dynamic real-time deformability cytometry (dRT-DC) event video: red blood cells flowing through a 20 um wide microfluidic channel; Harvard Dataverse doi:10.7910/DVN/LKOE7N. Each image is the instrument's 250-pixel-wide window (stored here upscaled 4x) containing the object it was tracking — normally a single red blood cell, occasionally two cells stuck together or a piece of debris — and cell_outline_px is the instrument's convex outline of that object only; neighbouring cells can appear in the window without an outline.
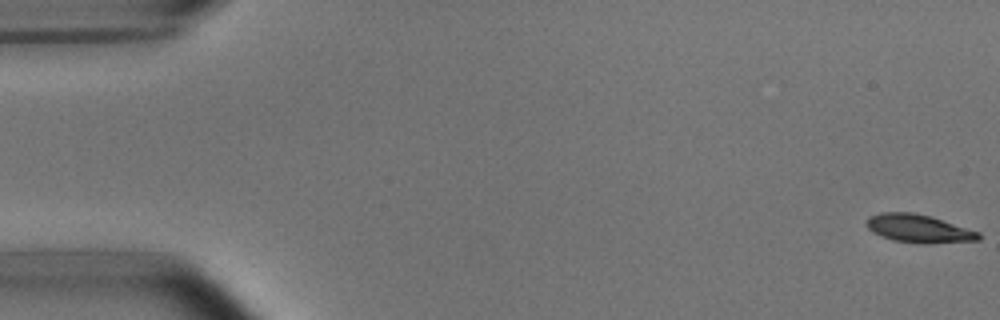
{"species": "common noctule bat (a hibernating species)", "species_latin": "Nyctalus noctula", "temperature_condition": "room temperature", "stored_images_in_passage": 5, "camera_frame_rate_fps": 3000, "um_per_image_px": 0.085, "animal": {"sex": "male", "body_mass_g": 15.6}, "frame": {"image": 1, "passage_image": 1, "time_ms": 0.0, "image_size_px": [1000, 320], "cell_outline_px": [[980, 240], [924, 244], [892, 240], [872, 232], [868, 228], [868, 216], [880, 212], [912, 212], [932, 216], [980, 232]], "centroid_in_image_um": [78.1, 19.42], "position_along_channel_um": 6.9, "area_um2": 18.44}}
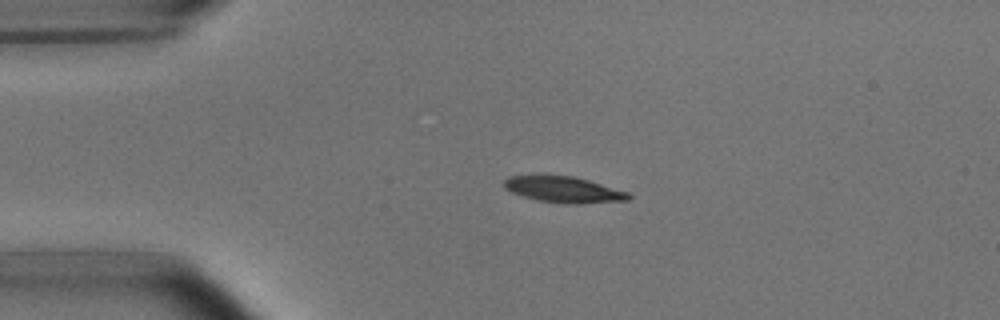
{"frame": {"image": 2, "passage_image": 4, "time_ms": 1.0, "image_size_px": [1000, 320], "cell_outline_px": [[632, 196], [628, 200], [580, 204], [568, 204], [540, 200], [524, 196], [512, 192], [504, 188], [504, 180], [508, 176], [572, 176], [588, 180], [628, 192]], "centroid_in_image_um": [47.94, 16.12], "position_along_channel_um": 37.1, "area_um2": 18.55}}